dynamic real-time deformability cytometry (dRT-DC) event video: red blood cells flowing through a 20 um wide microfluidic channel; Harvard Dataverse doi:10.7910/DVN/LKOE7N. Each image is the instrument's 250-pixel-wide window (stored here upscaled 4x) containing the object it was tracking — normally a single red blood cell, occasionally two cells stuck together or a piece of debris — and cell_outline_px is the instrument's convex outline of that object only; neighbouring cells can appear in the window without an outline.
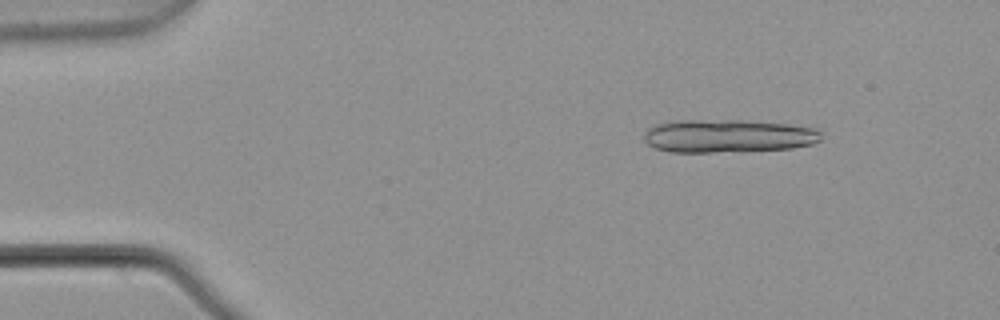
{"species": "common noctule bat (a hibernating species)", "species_latin": "Nyctalus noctula", "temperature_condition": "warm", "stored_images_in_passage": 4, "camera_frame_rate_fps": 3000, "um_per_image_px": 0.085, "animal": {"sex": "male", "body_mass_g": 21.5, "forearm_length_mm": 52.0}, "frame": {"image": 1, "passage_image": 1, "time_ms": 0.0, "image_size_px": [1000, 320], "cell_outline_px": [[820, 140], [812, 144], [792, 148], [744, 152], [668, 152], [656, 148], [648, 144], [644, 140], [644, 132], [648, 128], [656, 124], [676, 120], [740, 120], [788, 124], [812, 128], [820, 132]], "centroid_in_image_um": [61.85, 11.57], "position_along_channel_um": 23.2, "area_um2": 34.51}}